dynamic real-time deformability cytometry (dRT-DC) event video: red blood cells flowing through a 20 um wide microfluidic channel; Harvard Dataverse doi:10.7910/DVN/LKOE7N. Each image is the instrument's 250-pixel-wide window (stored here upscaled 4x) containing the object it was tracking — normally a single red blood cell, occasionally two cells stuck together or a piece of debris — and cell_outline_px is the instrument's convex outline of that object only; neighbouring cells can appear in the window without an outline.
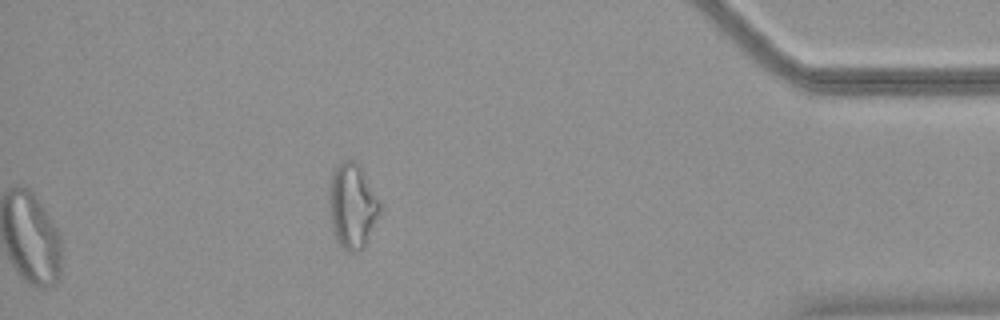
{"species": "common noctule bat (a hibernating species)", "species_latin": "Nyctalus noctula", "temperature_condition": "warm", "stored_images_in_passage": 31, "segment_of_instrument_passage": [3, 3], "camera_frame_rate_fps": 3000, "um_per_image_px": 0.085, "animal": {"sex": "female", "body_mass_g": 18.4}, "frame": {"image": 1, "passage_image": 31, "time_ms": 10.0, "image_size_px": [1000, 320], "cell_outline_px": [[380, 212], [364, 248], [356, 252], [348, 252], [336, 240], [332, 232], [328, 200], [328, 192], [332, 168], [340, 160], [352, 160], [360, 164], [380, 200]], "centroid_in_image_um": [29.92, 17.46], "position_along_channel_um": 405.3, "area_um2": 25.78}}